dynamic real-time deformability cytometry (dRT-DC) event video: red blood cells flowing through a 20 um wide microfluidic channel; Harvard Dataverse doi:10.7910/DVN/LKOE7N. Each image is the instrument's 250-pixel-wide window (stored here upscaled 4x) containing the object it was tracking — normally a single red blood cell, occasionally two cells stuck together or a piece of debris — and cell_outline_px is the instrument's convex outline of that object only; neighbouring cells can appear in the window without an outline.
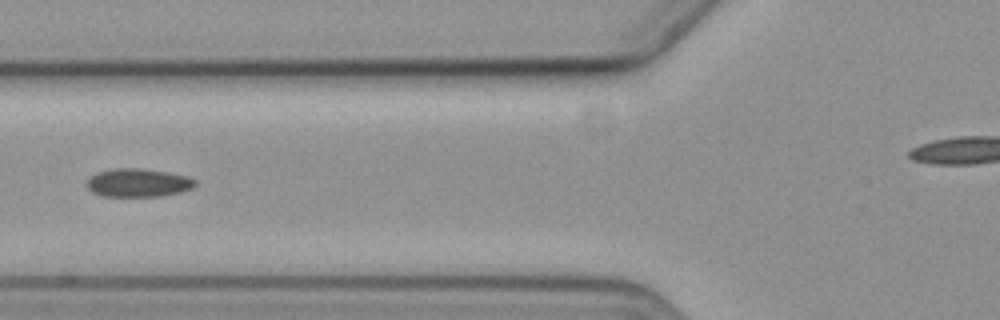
{"species": "common noctule bat (a hibernating species)", "species_latin": "Nyctalus noctula", "temperature_condition": "cold", "stored_images_in_passage": 5, "camera_frame_rate_fps": 3000, "um_per_image_px": 0.085, "animal": {"sex": "female", "body_mass_g": 19.3, "forearm_length_mm": 54.1}, "frame": {"image": 1, "passage_image": 5, "time_ms": 4.667, "image_size_px": [1000, 320], "cell_outline_px": [[196, 184], [192, 188], [180, 192], [160, 196], [100, 196], [92, 192], [88, 188], [88, 180], [96, 172], [112, 168], [144, 168], [168, 172], [188, 176], [196, 180]], "centroid_in_image_um": [11.75, 15.52], "position_along_channel_um": 114.0, "area_um2": 17.98}}